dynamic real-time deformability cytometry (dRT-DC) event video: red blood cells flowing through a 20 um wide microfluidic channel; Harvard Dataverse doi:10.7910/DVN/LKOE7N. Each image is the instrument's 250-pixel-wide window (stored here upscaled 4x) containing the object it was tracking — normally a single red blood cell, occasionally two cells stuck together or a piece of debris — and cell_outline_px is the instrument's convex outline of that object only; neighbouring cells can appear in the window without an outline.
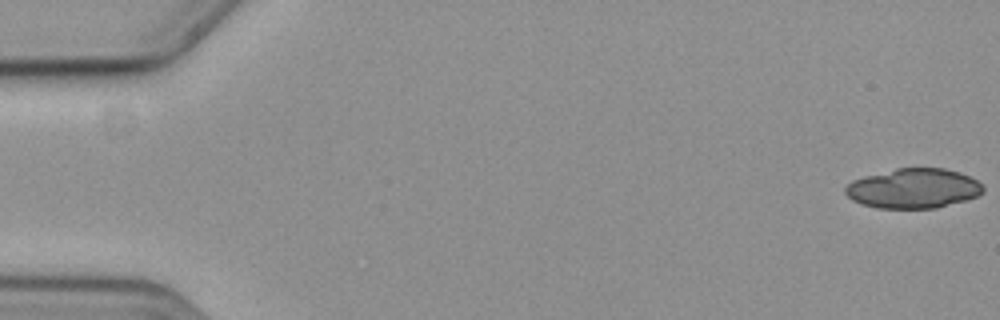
{"species": "common noctule bat (a hibernating species)", "species_latin": "Nyctalus noctula", "temperature_condition": "cold", "stored_images_in_passage": 11, "camera_frame_rate_fps": 3000, "um_per_image_px": 0.085, "animal": {"sex": "female", "body_mass_g": 19.3, "forearm_length_mm": 54.1}, "frame": {"image": 1, "passage_image": 1, "time_ms": 0.0, "image_size_px": [1000, 320], "cell_outline_px": [[984, 192], [976, 196], [964, 200], [936, 208], [876, 208], [860, 204], [852, 200], [844, 192], [844, 188], [852, 180], [864, 176], [896, 168], [944, 168], [960, 172], [976, 180], [984, 188]], "centroid_in_image_um": [77.6, 16.01], "position_along_channel_um": 7.4, "area_um2": 31.91}}